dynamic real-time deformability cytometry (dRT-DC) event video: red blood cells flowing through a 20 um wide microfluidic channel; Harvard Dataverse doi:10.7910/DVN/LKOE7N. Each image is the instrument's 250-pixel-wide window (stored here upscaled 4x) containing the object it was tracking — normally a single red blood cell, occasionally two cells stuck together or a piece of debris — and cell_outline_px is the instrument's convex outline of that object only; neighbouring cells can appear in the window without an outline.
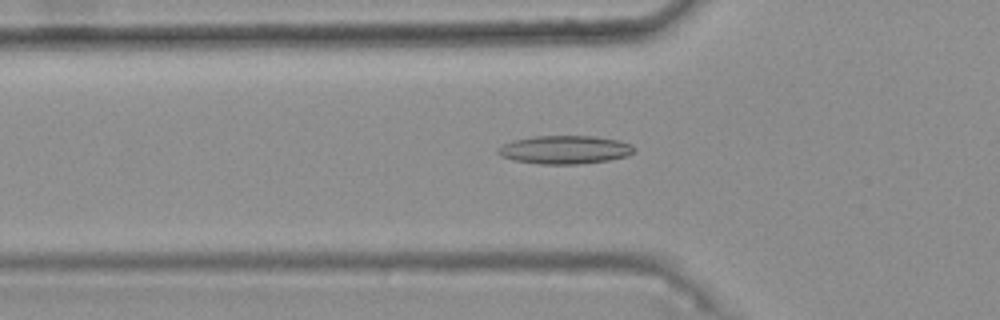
{"species": "common noctule bat (a hibernating species)", "species_latin": "Nyctalus noctula", "temperature_condition": "warm", "stored_images_in_passage": 49, "camera_frame_rate_fps": 3000, "um_per_image_px": 0.085, "animal": {"sex": "female", "body_mass_g": 25.1}, "frame": {"image": 1, "passage_image": 18, "time_ms": 5.667, "image_size_px": [1000, 320], "cell_outline_px": [[636, 148], [628, 156], [608, 160], [580, 164], [540, 164], [512, 160], [500, 156], [496, 152], [496, 148], [512, 140], [532, 136], [596, 136], [620, 140], [632, 144]], "centroid_in_image_um": [47.99, 12.72], "position_along_channel_um": 77.8, "area_um2": 22.77}}
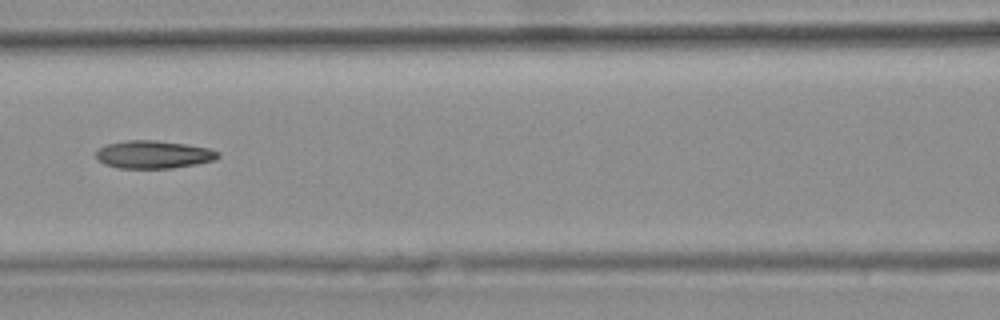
{"frame": {"image": 2, "passage_image": 24, "time_ms": 7.667, "image_size_px": [1000, 320], "cell_outline_px": [[220, 156], [216, 160], [196, 164], [172, 168], [120, 168], [104, 164], [96, 156], [96, 152], [100, 148], [108, 144], [128, 140], [156, 140], [184, 144], [208, 148], [220, 152]], "centroid_in_image_um": [13.09, 13.14], "position_along_channel_um": 153.5, "area_um2": 19.65}}
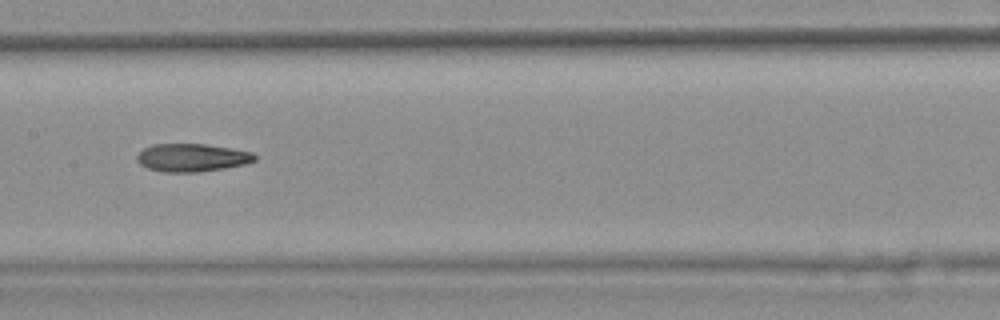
{"frame": {"image": 3, "passage_image": 27, "time_ms": 8.667, "image_size_px": [1000, 320], "cell_outline_px": [[256, 160], [244, 164], [224, 168], [200, 172], [160, 172], [148, 168], [140, 164], [136, 160], [136, 156], [144, 148], [152, 144], [204, 144], [232, 148], [252, 152], [256, 156]], "centroid_in_image_um": [16.3, 13.4], "position_along_channel_um": 191.1, "area_um2": 19.25}}